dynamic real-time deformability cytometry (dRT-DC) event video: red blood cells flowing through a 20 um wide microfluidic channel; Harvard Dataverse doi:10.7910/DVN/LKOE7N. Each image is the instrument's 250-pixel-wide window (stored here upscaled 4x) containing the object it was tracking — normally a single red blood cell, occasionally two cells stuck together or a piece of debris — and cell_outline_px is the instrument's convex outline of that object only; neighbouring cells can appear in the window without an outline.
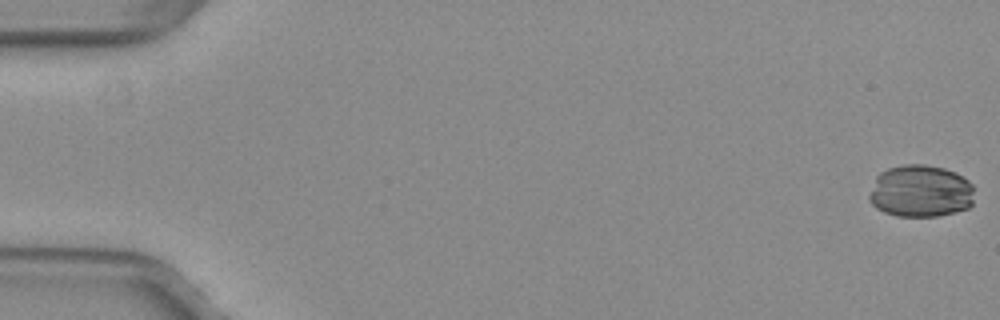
{"species": "common noctule bat (a hibernating species)", "species_latin": "Nyctalus noctula", "temperature_condition": "warm", "stored_images_in_passage": 15, "camera_frame_rate_fps": 3000, "um_per_image_px": 0.085, "animal": {"sex": "female", "body_mass_g": 29.2, "forearm_length_mm": 56.3}, "frame": {"image": 1, "passage_image": 1, "time_ms": 0.0, "image_size_px": [1000, 320], "cell_outline_px": [[972, 204], [968, 208], [936, 216], [896, 216], [884, 212], [876, 208], [868, 200], [868, 196], [876, 176], [880, 172], [888, 168], [904, 164], [924, 164], [944, 168], [956, 172], [968, 180], [972, 184]], "centroid_in_image_um": [78.21, 16.24], "position_along_channel_um": 6.8, "area_um2": 32.14}}